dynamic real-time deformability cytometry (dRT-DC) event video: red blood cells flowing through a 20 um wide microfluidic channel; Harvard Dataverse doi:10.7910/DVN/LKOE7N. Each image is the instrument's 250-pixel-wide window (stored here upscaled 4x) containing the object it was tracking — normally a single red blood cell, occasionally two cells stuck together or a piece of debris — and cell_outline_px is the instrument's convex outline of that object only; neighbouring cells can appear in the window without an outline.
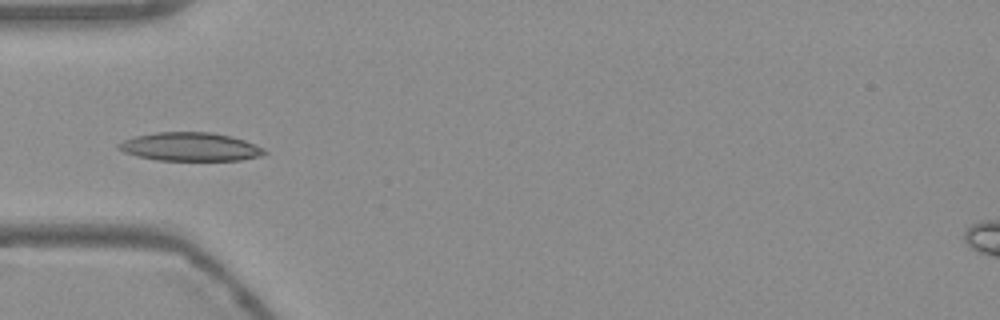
{"species": "Egyptian fruit bat (a non-hibernating species)", "species_latin": "Rousettus aegyptiacus", "temperature_condition": "warm", "stored_images_in_passage": 38, "camera_frame_rate_fps": 3000, "um_per_image_px": 0.085, "frame": {"image": 1, "passage_image": 1, "time_ms": 0.0, "image_size_px": [1000, 320], "cell_outline_px": [[268, 152], [264, 156], [240, 160], [156, 160], [136, 156], [124, 152], [116, 148], [116, 144], [124, 140], [136, 136], [156, 132], [212, 132], [232, 136], [244, 140], [264, 148]], "centroid_in_image_um": [16.18, 12.48], "position_along_channel_um": 68.8, "area_um2": 24.39}}
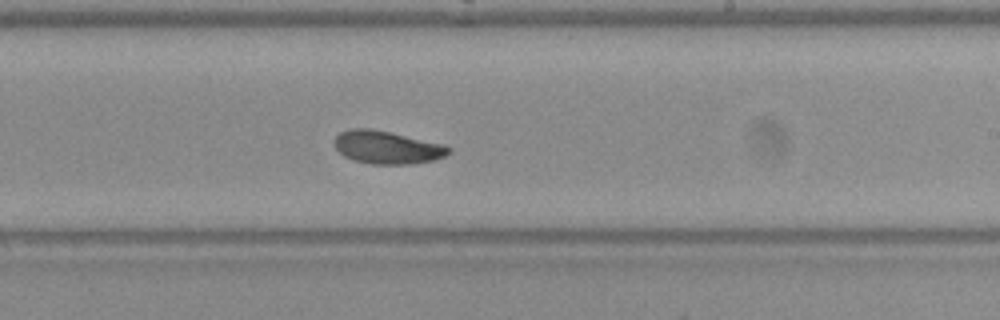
{"frame": {"image": 2, "passage_image": 16, "time_ms": 5.0, "image_size_px": [1000, 320], "cell_outline_px": [[452, 152], [444, 156], [432, 160], [412, 164], [372, 164], [352, 160], [344, 156], [332, 144], [332, 140], [340, 132], [352, 128], [368, 128], [388, 132], [444, 144], [452, 148]], "centroid_in_image_um": [32.87, 12.53], "position_along_channel_um": 256.1, "area_um2": 21.96}}
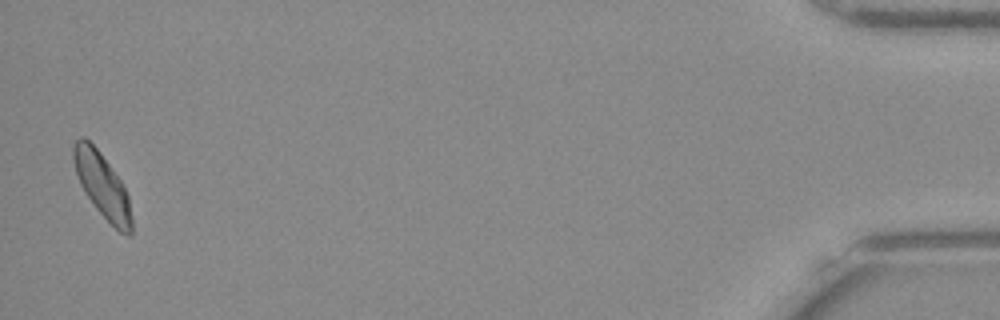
{"frame": {"image": 3, "passage_image": 37, "time_ms": 12.0, "image_size_px": [1000, 320], "cell_outline_px": [[132, 236], [128, 236], [120, 232], [96, 208], [80, 184], [72, 160], [72, 144], [80, 136], [84, 136], [100, 152], [120, 180], [128, 196], [132, 220]], "centroid_in_image_um": [8.68, 15.73], "position_along_channel_um": 426.5, "area_um2": 21.56}, "authors_computed_cell_mechanics": {"area_um2": 21.5883, "velocity_mm_per_s": 3.7384, "shape_relaxation_time_tau1_ms": 4.1041, "shape_relaxation_time_tau2_ms": 6.7134, "deformation_change_tau1": 0.1151, "deformation_change_tau2": 0.1187}}